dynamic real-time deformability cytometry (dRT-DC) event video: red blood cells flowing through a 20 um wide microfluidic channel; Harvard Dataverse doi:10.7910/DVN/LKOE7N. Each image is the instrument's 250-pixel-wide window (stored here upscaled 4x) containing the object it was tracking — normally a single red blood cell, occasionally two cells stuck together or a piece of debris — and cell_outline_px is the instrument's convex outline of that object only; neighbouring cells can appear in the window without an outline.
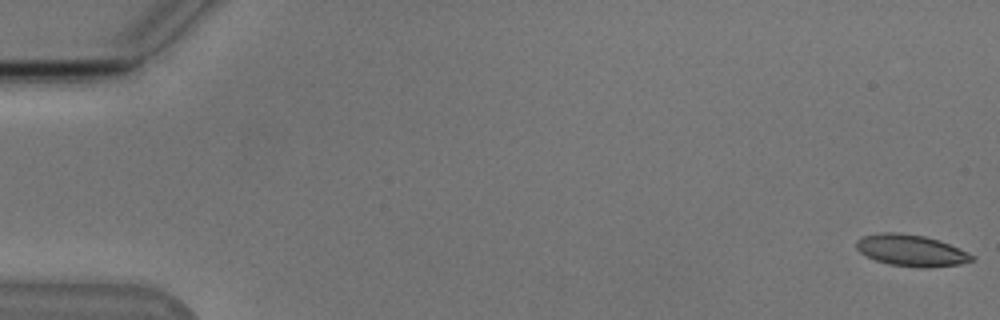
{"species": "Egyptian fruit bat (a non-hibernating species)", "species_latin": "Rousettus aegyptiacus", "temperature_condition": "cold", "stored_images_in_passage": 54, "camera_frame_rate_fps": 3000, "um_per_image_px": 0.085, "animal": {"sex": "male"}, "frame": {"image": 1, "passage_image": 1, "time_ms": 0.0, "image_size_px": [1000, 320], "cell_outline_px": [[976, 260], [960, 264], [928, 268], [916, 268], [888, 264], [876, 260], [860, 252], [856, 248], [856, 240], [864, 236], [880, 232], [900, 232], [924, 236], [948, 244], [968, 252], [976, 256]], "centroid_in_image_um": [77.47, 21.3], "position_along_channel_um": 7.5, "area_um2": 21.33}}
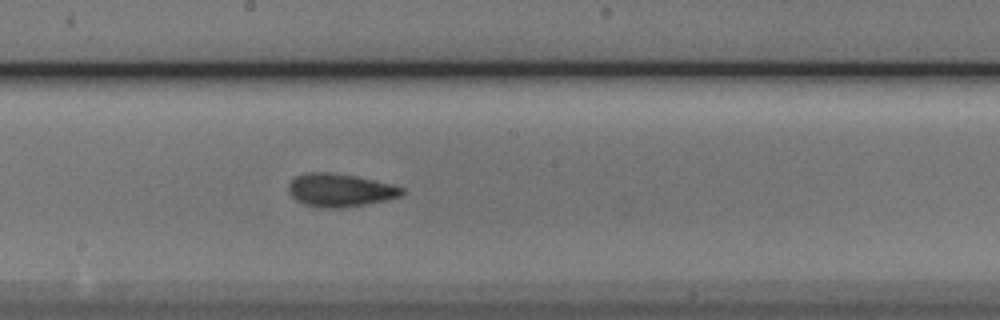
{"frame": {"image": 2, "passage_image": 30, "time_ms": 9.667, "image_size_px": [1000, 320], "cell_outline_px": [[404, 192], [400, 196], [384, 200], [344, 208], [320, 208], [304, 204], [296, 200], [288, 192], [288, 184], [296, 176], [308, 172], [328, 172], [356, 176], [404, 188]], "centroid_in_image_um": [28.84, 16.17], "position_along_channel_um": 219.4, "area_um2": 21.68}}
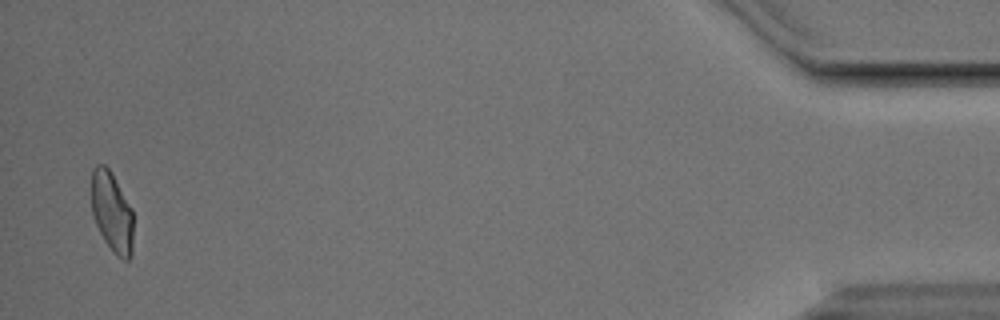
{"frame": {"image": 3, "passage_image": 53, "time_ms": 17.333, "image_size_px": [1000, 320], "cell_outline_px": [[132, 256], [128, 260], [124, 260], [116, 256], [112, 252], [104, 240], [96, 224], [92, 212], [92, 168], [96, 164], [104, 164], [112, 172], [132, 208]], "centroid_in_image_um": [9.52, 18.02], "position_along_channel_um": 425.7, "area_um2": 19.71}, "authors_computed_cell_mechanics": {"area_um2": 21.1548, "velocity_mm_per_s": 3.8236, "shape_relaxation_time_tau1_ms": 7.0393, "shape_relaxation_time_tau2_ms": 1.8547, "deformation_change_tau1": 0.1682, "deformation_change_tau2": 0.0858}}